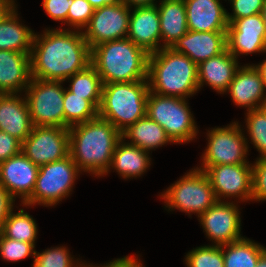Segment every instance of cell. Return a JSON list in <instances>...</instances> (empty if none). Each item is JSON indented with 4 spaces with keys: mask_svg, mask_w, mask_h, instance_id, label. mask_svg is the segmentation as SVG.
I'll return each mask as SVG.
<instances>
[{
    "mask_svg": "<svg viewBox=\"0 0 266 267\" xmlns=\"http://www.w3.org/2000/svg\"><path fill=\"white\" fill-rule=\"evenodd\" d=\"M40 36L34 35L30 53L32 78L64 82L91 64L83 31L46 29Z\"/></svg>",
    "mask_w": 266,
    "mask_h": 267,
    "instance_id": "1",
    "label": "cell"
},
{
    "mask_svg": "<svg viewBox=\"0 0 266 267\" xmlns=\"http://www.w3.org/2000/svg\"><path fill=\"white\" fill-rule=\"evenodd\" d=\"M122 133L100 117L69 127V155L81 171L95 176L109 172Z\"/></svg>",
    "mask_w": 266,
    "mask_h": 267,
    "instance_id": "2",
    "label": "cell"
},
{
    "mask_svg": "<svg viewBox=\"0 0 266 267\" xmlns=\"http://www.w3.org/2000/svg\"><path fill=\"white\" fill-rule=\"evenodd\" d=\"M148 58L149 54L127 37L91 48V65L103 84L147 79Z\"/></svg>",
    "mask_w": 266,
    "mask_h": 267,
    "instance_id": "3",
    "label": "cell"
},
{
    "mask_svg": "<svg viewBox=\"0 0 266 267\" xmlns=\"http://www.w3.org/2000/svg\"><path fill=\"white\" fill-rule=\"evenodd\" d=\"M147 79L149 91L159 95L186 99L199 90L198 65L172 48L149 54Z\"/></svg>",
    "mask_w": 266,
    "mask_h": 267,
    "instance_id": "4",
    "label": "cell"
},
{
    "mask_svg": "<svg viewBox=\"0 0 266 267\" xmlns=\"http://www.w3.org/2000/svg\"><path fill=\"white\" fill-rule=\"evenodd\" d=\"M148 93V79L103 84L98 117L111 122L122 133L146 116Z\"/></svg>",
    "mask_w": 266,
    "mask_h": 267,
    "instance_id": "5",
    "label": "cell"
},
{
    "mask_svg": "<svg viewBox=\"0 0 266 267\" xmlns=\"http://www.w3.org/2000/svg\"><path fill=\"white\" fill-rule=\"evenodd\" d=\"M187 104L184 98L149 91L146 115L165 130L172 143H186L198 133Z\"/></svg>",
    "mask_w": 266,
    "mask_h": 267,
    "instance_id": "6",
    "label": "cell"
},
{
    "mask_svg": "<svg viewBox=\"0 0 266 267\" xmlns=\"http://www.w3.org/2000/svg\"><path fill=\"white\" fill-rule=\"evenodd\" d=\"M164 192L161 194L162 199L165 200L169 210L177 208L182 212L189 213V215L194 212L198 214V217L218 201L209 178L198 167L172 184Z\"/></svg>",
    "mask_w": 266,
    "mask_h": 267,
    "instance_id": "7",
    "label": "cell"
},
{
    "mask_svg": "<svg viewBox=\"0 0 266 267\" xmlns=\"http://www.w3.org/2000/svg\"><path fill=\"white\" fill-rule=\"evenodd\" d=\"M79 172L81 171L70 155L40 166L33 193L23 205L32 206L37 203L53 206L59 203L69 195Z\"/></svg>",
    "mask_w": 266,
    "mask_h": 267,
    "instance_id": "8",
    "label": "cell"
},
{
    "mask_svg": "<svg viewBox=\"0 0 266 267\" xmlns=\"http://www.w3.org/2000/svg\"><path fill=\"white\" fill-rule=\"evenodd\" d=\"M62 81L32 78L25 89L31 120L34 126L65 128Z\"/></svg>",
    "mask_w": 266,
    "mask_h": 267,
    "instance_id": "9",
    "label": "cell"
},
{
    "mask_svg": "<svg viewBox=\"0 0 266 267\" xmlns=\"http://www.w3.org/2000/svg\"><path fill=\"white\" fill-rule=\"evenodd\" d=\"M208 145L202 157L201 167L223 164H248L247 138L242 134L238 122L224 127L213 128L207 133Z\"/></svg>",
    "mask_w": 266,
    "mask_h": 267,
    "instance_id": "10",
    "label": "cell"
},
{
    "mask_svg": "<svg viewBox=\"0 0 266 267\" xmlns=\"http://www.w3.org/2000/svg\"><path fill=\"white\" fill-rule=\"evenodd\" d=\"M21 152L38 167L69 155V128L34 126Z\"/></svg>",
    "mask_w": 266,
    "mask_h": 267,
    "instance_id": "11",
    "label": "cell"
},
{
    "mask_svg": "<svg viewBox=\"0 0 266 267\" xmlns=\"http://www.w3.org/2000/svg\"><path fill=\"white\" fill-rule=\"evenodd\" d=\"M130 8L122 2L95 9L83 32L90 49L99 44L127 37Z\"/></svg>",
    "mask_w": 266,
    "mask_h": 267,
    "instance_id": "12",
    "label": "cell"
},
{
    "mask_svg": "<svg viewBox=\"0 0 266 267\" xmlns=\"http://www.w3.org/2000/svg\"><path fill=\"white\" fill-rule=\"evenodd\" d=\"M209 178L218 201L224 197H238L242 201L252 198V166L250 164H223L200 167Z\"/></svg>",
    "mask_w": 266,
    "mask_h": 267,
    "instance_id": "13",
    "label": "cell"
},
{
    "mask_svg": "<svg viewBox=\"0 0 266 267\" xmlns=\"http://www.w3.org/2000/svg\"><path fill=\"white\" fill-rule=\"evenodd\" d=\"M200 223L215 245H224L244 237L240 234L241 218L239 209L233 202L217 201L200 217Z\"/></svg>",
    "mask_w": 266,
    "mask_h": 267,
    "instance_id": "14",
    "label": "cell"
},
{
    "mask_svg": "<svg viewBox=\"0 0 266 267\" xmlns=\"http://www.w3.org/2000/svg\"><path fill=\"white\" fill-rule=\"evenodd\" d=\"M227 50L237 59L239 54L266 52V30L261 14L234 20L226 32Z\"/></svg>",
    "mask_w": 266,
    "mask_h": 267,
    "instance_id": "15",
    "label": "cell"
},
{
    "mask_svg": "<svg viewBox=\"0 0 266 267\" xmlns=\"http://www.w3.org/2000/svg\"><path fill=\"white\" fill-rule=\"evenodd\" d=\"M39 167L22 152L0 163V185L15 199L21 196L22 204L32 195Z\"/></svg>",
    "mask_w": 266,
    "mask_h": 267,
    "instance_id": "16",
    "label": "cell"
},
{
    "mask_svg": "<svg viewBox=\"0 0 266 267\" xmlns=\"http://www.w3.org/2000/svg\"><path fill=\"white\" fill-rule=\"evenodd\" d=\"M127 38L148 54L163 48V45H159L161 31L157 5L134 8L130 13Z\"/></svg>",
    "mask_w": 266,
    "mask_h": 267,
    "instance_id": "17",
    "label": "cell"
},
{
    "mask_svg": "<svg viewBox=\"0 0 266 267\" xmlns=\"http://www.w3.org/2000/svg\"><path fill=\"white\" fill-rule=\"evenodd\" d=\"M264 81L254 65L239 67L226 92H230L233 102L247 111L261 108L266 101ZM265 93V94H264Z\"/></svg>",
    "mask_w": 266,
    "mask_h": 267,
    "instance_id": "18",
    "label": "cell"
},
{
    "mask_svg": "<svg viewBox=\"0 0 266 267\" xmlns=\"http://www.w3.org/2000/svg\"><path fill=\"white\" fill-rule=\"evenodd\" d=\"M175 52L188 56L197 65L227 48L226 32L190 31L171 47Z\"/></svg>",
    "mask_w": 266,
    "mask_h": 267,
    "instance_id": "19",
    "label": "cell"
},
{
    "mask_svg": "<svg viewBox=\"0 0 266 267\" xmlns=\"http://www.w3.org/2000/svg\"><path fill=\"white\" fill-rule=\"evenodd\" d=\"M188 30L227 32L226 9L219 0H184Z\"/></svg>",
    "mask_w": 266,
    "mask_h": 267,
    "instance_id": "20",
    "label": "cell"
},
{
    "mask_svg": "<svg viewBox=\"0 0 266 267\" xmlns=\"http://www.w3.org/2000/svg\"><path fill=\"white\" fill-rule=\"evenodd\" d=\"M33 127L26 97L21 98L17 94H2L0 96V131L23 142L30 135Z\"/></svg>",
    "mask_w": 266,
    "mask_h": 267,
    "instance_id": "21",
    "label": "cell"
},
{
    "mask_svg": "<svg viewBox=\"0 0 266 267\" xmlns=\"http://www.w3.org/2000/svg\"><path fill=\"white\" fill-rule=\"evenodd\" d=\"M30 53L0 50V91L17 94L30 84ZM25 88V89H24Z\"/></svg>",
    "mask_w": 266,
    "mask_h": 267,
    "instance_id": "22",
    "label": "cell"
},
{
    "mask_svg": "<svg viewBox=\"0 0 266 267\" xmlns=\"http://www.w3.org/2000/svg\"><path fill=\"white\" fill-rule=\"evenodd\" d=\"M238 60L227 50L198 64V88L206 84L219 93L226 92L237 69Z\"/></svg>",
    "mask_w": 266,
    "mask_h": 267,
    "instance_id": "23",
    "label": "cell"
},
{
    "mask_svg": "<svg viewBox=\"0 0 266 267\" xmlns=\"http://www.w3.org/2000/svg\"><path fill=\"white\" fill-rule=\"evenodd\" d=\"M161 40L164 48H171L188 32L184 0H162L159 4Z\"/></svg>",
    "mask_w": 266,
    "mask_h": 267,
    "instance_id": "24",
    "label": "cell"
},
{
    "mask_svg": "<svg viewBox=\"0 0 266 267\" xmlns=\"http://www.w3.org/2000/svg\"><path fill=\"white\" fill-rule=\"evenodd\" d=\"M148 151L124 142L123 138L117 143L112 156L111 167L122 178L141 176L150 165Z\"/></svg>",
    "mask_w": 266,
    "mask_h": 267,
    "instance_id": "25",
    "label": "cell"
},
{
    "mask_svg": "<svg viewBox=\"0 0 266 267\" xmlns=\"http://www.w3.org/2000/svg\"><path fill=\"white\" fill-rule=\"evenodd\" d=\"M15 8L0 22V50L31 53L35 34L19 23Z\"/></svg>",
    "mask_w": 266,
    "mask_h": 267,
    "instance_id": "26",
    "label": "cell"
},
{
    "mask_svg": "<svg viewBox=\"0 0 266 267\" xmlns=\"http://www.w3.org/2000/svg\"><path fill=\"white\" fill-rule=\"evenodd\" d=\"M122 138L130 139L128 144L134 145L145 151L158 148L172 142L165 130L147 115L130 125L122 132Z\"/></svg>",
    "mask_w": 266,
    "mask_h": 267,
    "instance_id": "27",
    "label": "cell"
},
{
    "mask_svg": "<svg viewBox=\"0 0 266 267\" xmlns=\"http://www.w3.org/2000/svg\"><path fill=\"white\" fill-rule=\"evenodd\" d=\"M222 251L224 267H256L266 248L250 239L242 238L222 245Z\"/></svg>",
    "mask_w": 266,
    "mask_h": 267,
    "instance_id": "28",
    "label": "cell"
},
{
    "mask_svg": "<svg viewBox=\"0 0 266 267\" xmlns=\"http://www.w3.org/2000/svg\"><path fill=\"white\" fill-rule=\"evenodd\" d=\"M67 80H71V85H69L70 87L68 88L70 92L89 100L99 109L103 83L97 70L91 64L84 70L72 75Z\"/></svg>",
    "mask_w": 266,
    "mask_h": 267,
    "instance_id": "29",
    "label": "cell"
},
{
    "mask_svg": "<svg viewBox=\"0 0 266 267\" xmlns=\"http://www.w3.org/2000/svg\"><path fill=\"white\" fill-rule=\"evenodd\" d=\"M20 209L18 213L10 212L6 218L0 233L8 238L28 242L35 245L37 237V224L35 220L26 212Z\"/></svg>",
    "mask_w": 266,
    "mask_h": 267,
    "instance_id": "30",
    "label": "cell"
},
{
    "mask_svg": "<svg viewBox=\"0 0 266 267\" xmlns=\"http://www.w3.org/2000/svg\"><path fill=\"white\" fill-rule=\"evenodd\" d=\"M63 107L65 128L93 120L98 117V109L83 97L64 90Z\"/></svg>",
    "mask_w": 266,
    "mask_h": 267,
    "instance_id": "31",
    "label": "cell"
},
{
    "mask_svg": "<svg viewBox=\"0 0 266 267\" xmlns=\"http://www.w3.org/2000/svg\"><path fill=\"white\" fill-rule=\"evenodd\" d=\"M185 257L188 267H224L222 245L197 247Z\"/></svg>",
    "mask_w": 266,
    "mask_h": 267,
    "instance_id": "32",
    "label": "cell"
},
{
    "mask_svg": "<svg viewBox=\"0 0 266 267\" xmlns=\"http://www.w3.org/2000/svg\"><path fill=\"white\" fill-rule=\"evenodd\" d=\"M246 126L260 158L266 157V112L262 108L247 111Z\"/></svg>",
    "mask_w": 266,
    "mask_h": 267,
    "instance_id": "33",
    "label": "cell"
},
{
    "mask_svg": "<svg viewBox=\"0 0 266 267\" xmlns=\"http://www.w3.org/2000/svg\"><path fill=\"white\" fill-rule=\"evenodd\" d=\"M73 258L69 254V250L66 247H56L47 249L42 253L36 251L33 267H82L80 264L74 262ZM75 263H77L75 265Z\"/></svg>",
    "mask_w": 266,
    "mask_h": 267,
    "instance_id": "34",
    "label": "cell"
},
{
    "mask_svg": "<svg viewBox=\"0 0 266 267\" xmlns=\"http://www.w3.org/2000/svg\"><path fill=\"white\" fill-rule=\"evenodd\" d=\"M34 248L35 245L32 243L14 240L0 233V255L4 260L16 262L29 255L35 257L36 251Z\"/></svg>",
    "mask_w": 266,
    "mask_h": 267,
    "instance_id": "35",
    "label": "cell"
},
{
    "mask_svg": "<svg viewBox=\"0 0 266 267\" xmlns=\"http://www.w3.org/2000/svg\"><path fill=\"white\" fill-rule=\"evenodd\" d=\"M95 8L89 3L88 0H74L67 14V23L74 26V28H85L93 15Z\"/></svg>",
    "mask_w": 266,
    "mask_h": 267,
    "instance_id": "36",
    "label": "cell"
},
{
    "mask_svg": "<svg viewBox=\"0 0 266 267\" xmlns=\"http://www.w3.org/2000/svg\"><path fill=\"white\" fill-rule=\"evenodd\" d=\"M252 166V198L266 200V157L258 158Z\"/></svg>",
    "mask_w": 266,
    "mask_h": 267,
    "instance_id": "37",
    "label": "cell"
},
{
    "mask_svg": "<svg viewBox=\"0 0 266 267\" xmlns=\"http://www.w3.org/2000/svg\"><path fill=\"white\" fill-rule=\"evenodd\" d=\"M233 8V15L226 13L228 24L236 19L259 14L265 0H230Z\"/></svg>",
    "mask_w": 266,
    "mask_h": 267,
    "instance_id": "38",
    "label": "cell"
},
{
    "mask_svg": "<svg viewBox=\"0 0 266 267\" xmlns=\"http://www.w3.org/2000/svg\"><path fill=\"white\" fill-rule=\"evenodd\" d=\"M74 0H43V8L50 18L56 21H65L67 24V14L69 6Z\"/></svg>",
    "mask_w": 266,
    "mask_h": 267,
    "instance_id": "39",
    "label": "cell"
},
{
    "mask_svg": "<svg viewBox=\"0 0 266 267\" xmlns=\"http://www.w3.org/2000/svg\"><path fill=\"white\" fill-rule=\"evenodd\" d=\"M22 142L16 137L0 131V163L21 152Z\"/></svg>",
    "mask_w": 266,
    "mask_h": 267,
    "instance_id": "40",
    "label": "cell"
},
{
    "mask_svg": "<svg viewBox=\"0 0 266 267\" xmlns=\"http://www.w3.org/2000/svg\"><path fill=\"white\" fill-rule=\"evenodd\" d=\"M14 201L8 191L0 185V230L10 212L13 211Z\"/></svg>",
    "mask_w": 266,
    "mask_h": 267,
    "instance_id": "41",
    "label": "cell"
},
{
    "mask_svg": "<svg viewBox=\"0 0 266 267\" xmlns=\"http://www.w3.org/2000/svg\"><path fill=\"white\" fill-rule=\"evenodd\" d=\"M139 259H135L133 256H125L123 258L114 259L110 263L104 264L102 267H143L142 263L138 261ZM82 267H96L83 263ZM100 267V266H97Z\"/></svg>",
    "mask_w": 266,
    "mask_h": 267,
    "instance_id": "42",
    "label": "cell"
},
{
    "mask_svg": "<svg viewBox=\"0 0 266 267\" xmlns=\"http://www.w3.org/2000/svg\"><path fill=\"white\" fill-rule=\"evenodd\" d=\"M155 0H120L123 4L131 8L133 5L134 8L138 7H147V6H154L156 3Z\"/></svg>",
    "mask_w": 266,
    "mask_h": 267,
    "instance_id": "43",
    "label": "cell"
},
{
    "mask_svg": "<svg viewBox=\"0 0 266 267\" xmlns=\"http://www.w3.org/2000/svg\"><path fill=\"white\" fill-rule=\"evenodd\" d=\"M14 0H0V22L15 7Z\"/></svg>",
    "mask_w": 266,
    "mask_h": 267,
    "instance_id": "44",
    "label": "cell"
},
{
    "mask_svg": "<svg viewBox=\"0 0 266 267\" xmlns=\"http://www.w3.org/2000/svg\"><path fill=\"white\" fill-rule=\"evenodd\" d=\"M89 3L95 8H100L105 5H114L120 3V0H88Z\"/></svg>",
    "mask_w": 266,
    "mask_h": 267,
    "instance_id": "45",
    "label": "cell"
},
{
    "mask_svg": "<svg viewBox=\"0 0 266 267\" xmlns=\"http://www.w3.org/2000/svg\"><path fill=\"white\" fill-rule=\"evenodd\" d=\"M254 67L260 74V77L264 81L266 87V60H264V62H262L261 64L255 65Z\"/></svg>",
    "mask_w": 266,
    "mask_h": 267,
    "instance_id": "46",
    "label": "cell"
},
{
    "mask_svg": "<svg viewBox=\"0 0 266 267\" xmlns=\"http://www.w3.org/2000/svg\"><path fill=\"white\" fill-rule=\"evenodd\" d=\"M256 267H266V252L260 257Z\"/></svg>",
    "mask_w": 266,
    "mask_h": 267,
    "instance_id": "47",
    "label": "cell"
},
{
    "mask_svg": "<svg viewBox=\"0 0 266 267\" xmlns=\"http://www.w3.org/2000/svg\"><path fill=\"white\" fill-rule=\"evenodd\" d=\"M261 17L263 18V21H264V25H265V30H266V0L264 1V5L261 9Z\"/></svg>",
    "mask_w": 266,
    "mask_h": 267,
    "instance_id": "48",
    "label": "cell"
},
{
    "mask_svg": "<svg viewBox=\"0 0 266 267\" xmlns=\"http://www.w3.org/2000/svg\"><path fill=\"white\" fill-rule=\"evenodd\" d=\"M261 108L266 112V101L263 103V105L261 106Z\"/></svg>",
    "mask_w": 266,
    "mask_h": 267,
    "instance_id": "49",
    "label": "cell"
}]
</instances>
